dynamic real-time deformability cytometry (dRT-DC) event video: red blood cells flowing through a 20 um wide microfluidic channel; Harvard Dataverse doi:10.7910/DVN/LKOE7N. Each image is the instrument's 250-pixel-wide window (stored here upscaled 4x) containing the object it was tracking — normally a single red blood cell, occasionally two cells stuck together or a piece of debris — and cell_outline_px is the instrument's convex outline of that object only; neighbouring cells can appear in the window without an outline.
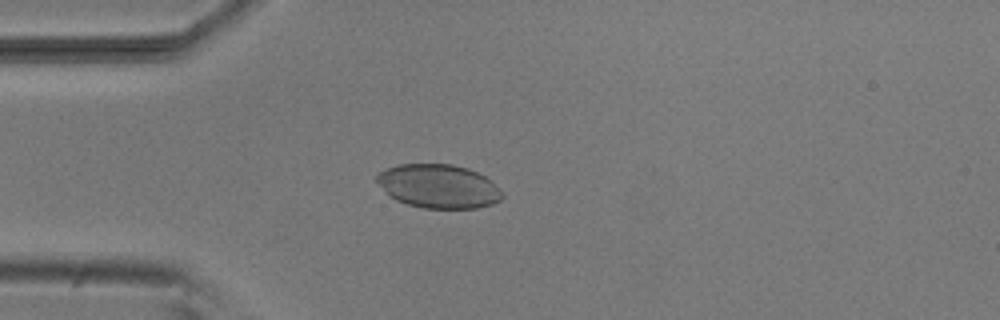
{"species": "common noctule bat (a hibernating species)", "species_latin": "Nyctalus noctula", "temperature_condition": "room temperature", "stored_images_in_passage": 44, "camera_frame_rate_fps": 3000, "um_per_image_px": 0.085, "animal": {"sex": "male", "body_mass_g": 20.5, "forearm_length_mm": 52.5}, "frame": {"image": 1, "passage_image": 13, "time_ms": 4.0, "image_size_px": [1000, 320], "cell_outline_px": [[504, 196], [500, 200], [492, 204], [476, 208], [424, 208], [408, 204], [396, 200], [376, 180], [376, 176], [380, 172], [388, 168], [400, 164], [452, 164], [468, 168], [492, 180], [504, 192]], "centroid_in_image_um": [37.34, 15.83], "position_along_channel_um": 47.7, "area_um2": 31.79}}
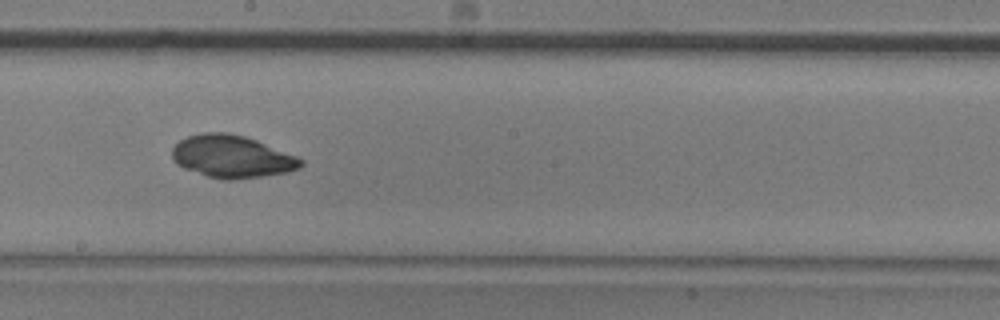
{"frame": {"image": 2, "passage_image": 28, "time_ms": 9.0, "image_size_px": [1000, 320], "cell_outline_px": [[304, 164], [300, 168], [288, 172], [232, 180], [224, 180], [208, 176], [184, 168], [176, 164], [172, 160], [172, 148], [180, 140], [188, 136], [200, 132], [228, 132], [244, 136], [256, 140], [296, 156], [304, 160]], "centroid_in_image_um": [19.7, 13.3], "position_along_channel_um": 228.5, "area_um2": 31.85}}
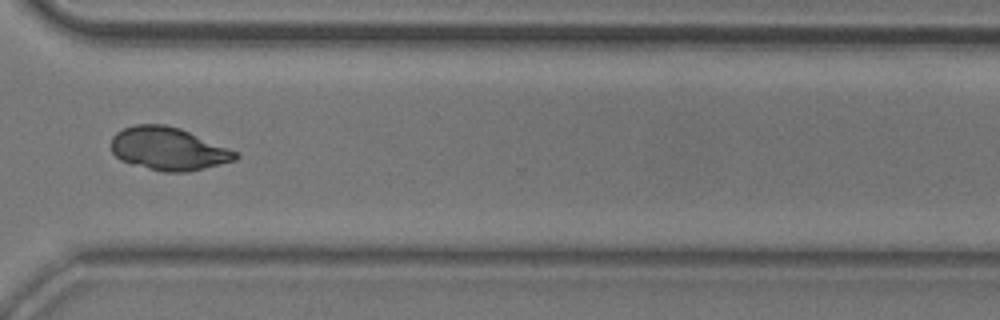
{"frame": {"image": 3, "passage_image": 38, "time_ms": 12.333, "image_size_px": [1000, 320], "cell_outline_px": [[240, 156], [236, 160], [188, 172], [164, 172], [132, 164], [120, 160], [112, 152], [112, 136], [116, 132], [124, 128], [136, 124], [164, 124], [180, 128], [228, 148], [236, 152]], "centroid_in_image_um": [14.29, 12.65], "position_along_channel_um": 356.3, "area_um2": 30.92}}